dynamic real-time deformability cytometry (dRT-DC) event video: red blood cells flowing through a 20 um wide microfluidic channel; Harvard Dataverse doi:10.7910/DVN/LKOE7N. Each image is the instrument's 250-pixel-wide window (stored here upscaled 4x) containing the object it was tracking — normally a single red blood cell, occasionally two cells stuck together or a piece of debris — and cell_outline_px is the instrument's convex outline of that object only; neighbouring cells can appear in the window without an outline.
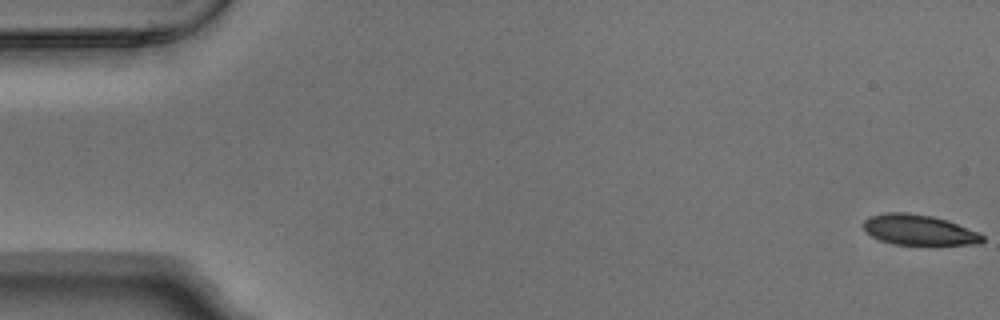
{"species": "Egyptian fruit bat (a non-hibernating species)", "species_latin": "Rousettus aegyptiacus", "temperature_condition": "warm", "stored_images_in_passage": 2, "camera_frame_rate_fps": 3000, "um_per_image_px": 0.085, "animal": {"sex": "male"}, "frame": {"image": 1, "passage_image": 1, "time_ms": 0.0, "image_size_px": [1000, 320], "cell_outline_px": [[984, 240], [980, 244], [928, 248], [896, 244], [880, 240], [872, 236], [860, 224], [868, 216], [888, 212], [908, 212], [932, 216], [948, 220], [980, 232], [984, 236]], "centroid_in_image_um": [78.18, 19.59], "position_along_channel_um": 6.8, "area_um2": 22.37}}